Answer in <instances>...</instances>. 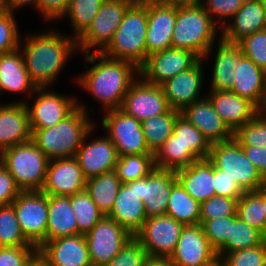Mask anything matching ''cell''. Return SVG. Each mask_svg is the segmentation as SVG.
<instances>
[{"mask_svg":"<svg viewBox=\"0 0 266 266\" xmlns=\"http://www.w3.org/2000/svg\"><path fill=\"white\" fill-rule=\"evenodd\" d=\"M0 162L21 191L43 188L49 159L32 140L5 149L0 153Z\"/></svg>","mask_w":266,"mask_h":266,"instance_id":"6","label":"cell"},{"mask_svg":"<svg viewBox=\"0 0 266 266\" xmlns=\"http://www.w3.org/2000/svg\"><path fill=\"white\" fill-rule=\"evenodd\" d=\"M259 113L266 118V93L264 96L263 103H262L261 107L259 108Z\"/></svg>","mask_w":266,"mask_h":266,"instance_id":"60","label":"cell"},{"mask_svg":"<svg viewBox=\"0 0 266 266\" xmlns=\"http://www.w3.org/2000/svg\"><path fill=\"white\" fill-rule=\"evenodd\" d=\"M71 0H39L37 10L44 20H57L64 16Z\"/></svg>","mask_w":266,"mask_h":266,"instance_id":"55","label":"cell"},{"mask_svg":"<svg viewBox=\"0 0 266 266\" xmlns=\"http://www.w3.org/2000/svg\"><path fill=\"white\" fill-rule=\"evenodd\" d=\"M221 28V24L211 18L202 4L177 7L172 47L190 50L206 60L212 54L216 35L219 34L217 30L221 31Z\"/></svg>","mask_w":266,"mask_h":266,"instance_id":"4","label":"cell"},{"mask_svg":"<svg viewBox=\"0 0 266 266\" xmlns=\"http://www.w3.org/2000/svg\"><path fill=\"white\" fill-rule=\"evenodd\" d=\"M39 0H7V10L14 13L15 9L25 7L26 5H35L37 8Z\"/></svg>","mask_w":266,"mask_h":266,"instance_id":"57","label":"cell"},{"mask_svg":"<svg viewBox=\"0 0 266 266\" xmlns=\"http://www.w3.org/2000/svg\"><path fill=\"white\" fill-rule=\"evenodd\" d=\"M37 96H36V94ZM32 107L25 102L31 129H45L58 124L69 116L77 107V97L55 93L51 89L36 88L33 93Z\"/></svg>","mask_w":266,"mask_h":266,"instance_id":"13","label":"cell"},{"mask_svg":"<svg viewBox=\"0 0 266 266\" xmlns=\"http://www.w3.org/2000/svg\"><path fill=\"white\" fill-rule=\"evenodd\" d=\"M238 44L244 55L266 72V30L250 34Z\"/></svg>","mask_w":266,"mask_h":266,"instance_id":"50","label":"cell"},{"mask_svg":"<svg viewBox=\"0 0 266 266\" xmlns=\"http://www.w3.org/2000/svg\"><path fill=\"white\" fill-rule=\"evenodd\" d=\"M0 6H1L4 10H7V0H0Z\"/></svg>","mask_w":266,"mask_h":266,"instance_id":"63","label":"cell"},{"mask_svg":"<svg viewBox=\"0 0 266 266\" xmlns=\"http://www.w3.org/2000/svg\"><path fill=\"white\" fill-rule=\"evenodd\" d=\"M70 197L79 234H87L104 216L84 190Z\"/></svg>","mask_w":266,"mask_h":266,"instance_id":"42","label":"cell"},{"mask_svg":"<svg viewBox=\"0 0 266 266\" xmlns=\"http://www.w3.org/2000/svg\"><path fill=\"white\" fill-rule=\"evenodd\" d=\"M146 266H176L170 257L149 256Z\"/></svg>","mask_w":266,"mask_h":266,"instance_id":"58","label":"cell"},{"mask_svg":"<svg viewBox=\"0 0 266 266\" xmlns=\"http://www.w3.org/2000/svg\"><path fill=\"white\" fill-rule=\"evenodd\" d=\"M200 206L177 181L171 189L166 215L184 226L200 224Z\"/></svg>","mask_w":266,"mask_h":266,"instance_id":"34","label":"cell"},{"mask_svg":"<svg viewBox=\"0 0 266 266\" xmlns=\"http://www.w3.org/2000/svg\"><path fill=\"white\" fill-rule=\"evenodd\" d=\"M263 8H264V25L266 30V0H263Z\"/></svg>","mask_w":266,"mask_h":266,"instance_id":"62","label":"cell"},{"mask_svg":"<svg viewBox=\"0 0 266 266\" xmlns=\"http://www.w3.org/2000/svg\"><path fill=\"white\" fill-rule=\"evenodd\" d=\"M155 1L163 4L174 5L177 7L201 5V0H155Z\"/></svg>","mask_w":266,"mask_h":266,"instance_id":"59","label":"cell"},{"mask_svg":"<svg viewBox=\"0 0 266 266\" xmlns=\"http://www.w3.org/2000/svg\"><path fill=\"white\" fill-rule=\"evenodd\" d=\"M44 32L28 34L24 37V48L21 42L19 46L25 68L36 88H49L56 82L69 56L78 51L74 37L55 30Z\"/></svg>","mask_w":266,"mask_h":266,"instance_id":"2","label":"cell"},{"mask_svg":"<svg viewBox=\"0 0 266 266\" xmlns=\"http://www.w3.org/2000/svg\"><path fill=\"white\" fill-rule=\"evenodd\" d=\"M133 2H143L145 0H132Z\"/></svg>","mask_w":266,"mask_h":266,"instance_id":"66","label":"cell"},{"mask_svg":"<svg viewBox=\"0 0 266 266\" xmlns=\"http://www.w3.org/2000/svg\"><path fill=\"white\" fill-rule=\"evenodd\" d=\"M101 124L116 147L118 157L153 154L147 147L141 122L120 109L105 112Z\"/></svg>","mask_w":266,"mask_h":266,"instance_id":"10","label":"cell"},{"mask_svg":"<svg viewBox=\"0 0 266 266\" xmlns=\"http://www.w3.org/2000/svg\"><path fill=\"white\" fill-rule=\"evenodd\" d=\"M181 115L200 130L211 145L234 137L207 97L186 106Z\"/></svg>","mask_w":266,"mask_h":266,"instance_id":"24","label":"cell"},{"mask_svg":"<svg viewBox=\"0 0 266 266\" xmlns=\"http://www.w3.org/2000/svg\"><path fill=\"white\" fill-rule=\"evenodd\" d=\"M234 72V85L230 91L248 99L259 109L266 93V72L245 55Z\"/></svg>","mask_w":266,"mask_h":266,"instance_id":"29","label":"cell"},{"mask_svg":"<svg viewBox=\"0 0 266 266\" xmlns=\"http://www.w3.org/2000/svg\"><path fill=\"white\" fill-rule=\"evenodd\" d=\"M84 59L94 65L76 79L79 86L90 92L105 112L120 109L130 85L139 77V69L131 62L109 58L103 53L90 52Z\"/></svg>","mask_w":266,"mask_h":266,"instance_id":"1","label":"cell"},{"mask_svg":"<svg viewBox=\"0 0 266 266\" xmlns=\"http://www.w3.org/2000/svg\"><path fill=\"white\" fill-rule=\"evenodd\" d=\"M173 135L187 148L198 160L209 158L211 144L204 137L202 132L194 127L181 114L177 117L174 127Z\"/></svg>","mask_w":266,"mask_h":266,"instance_id":"39","label":"cell"},{"mask_svg":"<svg viewBox=\"0 0 266 266\" xmlns=\"http://www.w3.org/2000/svg\"><path fill=\"white\" fill-rule=\"evenodd\" d=\"M122 183L114 171L87 179L85 191L98 209L108 215Z\"/></svg>","mask_w":266,"mask_h":266,"instance_id":"33","label":"cell"},{"mask_svg":"<svg viewBox=\"0 0 266 266\" xmlns=\"http://www.w3.org/2000/svg\"><path fill=\"white\" fill-rule=\"evenodd\" d=\"M32 140L29 115L21 100L0 106V153Z\"/></svg>","mask_w":266,"mask_h":266,"instance_id":"25","label":"cell"},{"mask_svg":"<svg viewBox=\"0 0 266 266\" xmlns=\"http://www.w3.org/2000/svg\"><path fill=\"white\" fill-rule=\"evenodd\" d=\"M234 20L223 21L219 35L229 43H239L245 37L265 29L263 0H244L242 7L234 14Z\"/></svg>","mask_w":266,"mask_h":266,"instance_id":"27","label":"cell"},{"mask_svg":"<svg viewBox=\"0 0 266 266\" xmlns=\"http://www.w3.org/2000/svg\"><path fill=\"white\" fill-rule=\"evenodd\" d=\"M93 128L85 136L75 155L86 179L112 172L118 160L116 147L108 136L86 142Z\"/></svg>","mask_w":266,"mask_h":266,"instance_id":"20","label":"cell"},{"mask_svg":"<svg viewBox=\"0 0 266 266\" xmlns=\"http://www.w3.org/2000/svg\"><path fill=\"white\" fill-rule=\"evenodd\" d=\"M37 257L44 266H92L83 234L46 241L37 249Z\"/></svg>","mask_w":266,"mask_h":266,"instance_id":"17","label":"cell"},{"mask_svg":"<svg viewBox=\"0 0 266 266\" xmlns=\"http://www.w3.org/2000/svg\"><path fill=\"white\" fill-rule=\"evenodd\" d=\"M265 211H266V189H265ZM266 215V213H265Z\"/></svg>","mask_w":266,"mask_h":266,"instance_id":"65","label":"cell"},{"mask_svg":"<svg viewBox=\"0 0 266 266\" xmlns=\"http://www.w3.org/2000/svg\"><path fill=\"white\" fill-rule=\"evenodd\" d=\"M170 109L163 89L138 77L130 85L120 107L125 114L140 122L166 113Z\"/></svg>","mask_w":266,"mask_h":266,"instance_id":"16","label":"cell"},{"mask_svg":"<svg viewBox=\"0 0 266 266\" xmlns=\"http://www.w3.org/2000/svg\"><path fill=\"white\" fill-rule=\"evenodd\" d=\"M11 204L22 233L38 249L46 242L48 195L42 191H21Z\"/></svg>","mask_w":266,"mask_h":266,"instance_id":"9","label":"cell"},{"mask_svg":"<svg viewBox=\"0 0 266 266\" xmlns=\"http://www.w3.org/2000/svg\"><path fill=\"white\" fill-rule=\"evenodd\" d=\"M234 138L241 146H266V118L258 113L252 120L241 125Z\"/></svg>","mask_w":266,"mask_h":266,"instance_id":"45","label":"cell"},{"mask_svg":"<svg viewBox=\"0 0 266 266\" xmlns=\"http://www.w3.org/2000/svg\"><path fill=\"white\" fill-rule=\"evenodd\" d=\"M200 58L186 49L167 48L147 56L145 63L139 68V76L153 85H161L178 73L193 67Z\"/></svg>","mask_w":266,"mask_h":266,"instance_id":"14","label":"cell"},{"mask_svg":"<svg viewBox=\"0 0 266 266\" xmlns=\"http://www.w3.org/2000/svg\"><path fill=\"white\" fill-rule=\"evenodd\" d=\"M146 0L133 2L125 12L113 40L102 52L113 59L133 63L138 69L146 61Z\"/></svg>","mask_w":266,"mask_h":266,"instance_id":"5","label":"cell"},{"mask_svg":"<svg viewBox=\"0 0 266 266\" xmlns=\"http://www.w3.org/2000/svg\"><path fill=\"white\" fill-rule=\"evenodd\" d=\"M214 68L212 69V91L231 90L234 85V69L240 63L244 52L239 44L229 43L222 38L217 43Z\"/></svg>","mask_w":266,"mask_h":266,"instance_id":"31","label":"cell"},{"mask_svg":"<svg viewBox=\"0 0 266 266\" xmlns=\"http://www.w3.org/2000/svg\"><path fill=\"white\" fill-rule=\"evenodd\" d=\"M20 192L13 176L0 162V206L11 204Z\"/></svg>","mask_w":266,"mask_h":266,"instance_id":"54","label":"cell"},{"mask_svg":"<svg viewBox=\"0 0 266 266\" xmlns=\"http://www.w3.org/2000/svg\"><path fill=\"white\" fill-rule=\"evenodd\" d=\"M29 266H44L42 261L37 257Z\"/></svg>","mask_w":266,"mask_h":266,"instance_id":"61","label":"cell"},{"mask_svg":"<svg viewBox=\"0 0 266 266\" xmlns=\"http://www.w3.org/2000/svg\"><path fill=\"white\" fill-rule=\"evenodd\" d=\"M208 159L244 192L266 189V180L246 157L242 146L234 137L212 144Z\"/></svg>","mask_w":266,"mask_h":266,"instance_id":"7","label":"cell"},{"mask_svg":"<svg viewBox=\"0 0 266 266\" xmlns=\"http://www.w3.org/2000/svg\"><path fill=\"white\" fill-rule=\"evenodd\" d=\"M79 234L70 197L48 195L46 241Z\"/></svg>","mask_w":266,"mask_h":266,"instance_id":"32","label":"cell"},{"mask_svg":"<svg viewBox=\"0 0 266 266\" xmlns=\"http://www.w3.org/2000/svg\"><path fill=\"white\" fill-rule=\"evenodd\" d=\"M5 10L0 6V15L4 12Z\"/></svg>","mask_w":266,"mask_h":266,"instance_id":"64","label":"cell"},{"mask_svg":"<svg viewBox=\"0 0 266 266\" xmlns=\"http://www.w3.org/2000/svg\"><path fill=\"white\" fill-rule=\"evenodd\" d=\"M219 266H266V240L255 247L224 254Z\"/></svg>","mask_w":266,"mask_h":266,"instance_id":"44","label":"cell"},{"mask_svg":"<svg viewBox=\"0 0 266 266\" xmlns=\"http://www.w3.org/2000/svg\"><path fill=\"white\" fill-rule=\"evenodd\" d=\"M214 188L215 195L226 196L229 198H240L244 191L231 178L214 167Z\"/></svg>","mask_w":266,"mask_h":266,"instance_id":"53","label":"cell"},{"mask_svg":"<svg viewBox=\"0 0 266 266\" xmlns=\"http://www.w3.org/2000/svg\"><path fill=\"white\" fill-rule=\"evenodd\" d=\"M105 0H71L63 17L68 15L77 40L91 25Z\"/></svg>","mask_w":266,"mask_h":266,"instance_id":"41","label":"cell"},{"mask_svg":"<svg viewBox=\"0 0 266 266\" xmlns=\"http://www.w3.org/2000/svg\"><path fill=\"white\" fill-rule=\"evenodd\" d=\"M209 93L206 97L233 133L259 113L252 102L235 92L211 90Z\"/></svg>","mask_w":266,"mask_h":266,"instance_id":"26","label":"cell"},{"mask_svg":"<svg viewBox=\"0 0 266 266\" xmlns=\"http://www.w3.org/2000/svg\"><path fill=\"white\" fill-rule=\"evenodd\" d=\"M108 217L134 236L147 219L143 200L137 193V180L122 183Z\"/></svg>","mask_w":266,"mask_h":266,"instance_id":"23","label":"cell"},{"mask_svg":"<svg viewBox=\"0 0 266 266\" xmlns=\"http://www.w3.org/2000/svg\"><path fill=\"white\" fill-rule=\"evenodd\" d=\"M170 259L176 266H219L217 252L201 224L183 227Z\"/></svg>","mask_w":266,"mask_h":266,"instance_id":"15","label":"cell"},{"mask_svg":"<svg viewBox=\"0 0 266 266\" xmlns=\"http://www.w3.org/2000/svg\"><path fill=\"white\" fill-rule=\"evenodd\" d=\"M265 189L244 192L237 203L238 217L266 236Z\"/></svg>","mask_w":266,"mask_h":266,"instance_id":"37","label":"cell"},{"mask_svg":"<svg viewBox=\"0 0 266 266\" xmlns=\"http://www.w3.org/2000/svg\"><path fill=\"white\" fill-rule=\"evenodd\" d=\"M132 0H105L88 29L76 40L77 49L88 54L102 53L113 40Z\"/></svg>","mask_w":266,"mask_h":266,"instance_id":"8","label":"cell"},{"mask_svg":"<svg viewBox=\"0 0 266 266\" xmlns=\"http://www.w3.org/2000/svg\"><path fill=\"white\" fill-rule=\"evenodd\" d=\"M246 157L256 166L266 180V146H242Z\"/></svg>","mask_w":266,"mask_h":266,"instance_id":"56","label":"cell"},{"mask_svg":"<svg viewBox=\"0 0 266 266\" xmlns=\"http://www.w3.org/2000/svg\"><path fill=\"white\" fill-rule=\"evenodd\" d=\"M147 33L146 58L172 47V34L176 24L177 6L146 0Z\"/></svg>","mask_w":266,"mask_h":266,"instance_id":"19","label":"cell"},{"mask_svg":"<svg viewBox=\"0 0 266 266\" xmlns=\"http://www.w3.org/2000/svg\"><path fill=\"white\" fill-rule=\"evenodd\" d=\"M175 171L155 168L147 177L137 179V193L143 200L147 218L165 215Z\"/></svg>","mask_w":266,"mask_h":266,"instance_id":"21","label":"cell"},{"mask_svg":"<svg viewBox=\"0 0 266 266\" xmlns=\"http://www.w3.org/2000/svg\"><path fill=\"white\" fill-rule=\"evenodd\" d=\"M155 168L154 154H135L118 157L114 172L127 183L147 177Z\"/></svg>","mask_w":266,"mask_h":266,"instance_id":"40","label":"cell"},{"mask_svg":"<svg viewBox=\"0 0 266 266\" xmlns=\"http://www.w3.org/2000/svg\"><path fill=\"white\" fill-rule=\"evenodd\" d=\"M243 2L244 0H205L202 5L209 15H212L211 18L217 23V17L220 20L223 18L231 19L242 7ZM214 16L216 18H214Z\"/></svg>","mask_w":266,"mask_h":266,"instance_id":"52","label":"cell"},{"mask_svg":"<svg viewBox=\"0 0 266 266\" xmlns=\"http://www.w3.org/2000/svg\"><path fill=\"white\" fill-rule=\"evenodd\" d=\"M36 86L30 80L20 49L0 55L1 93H25L32 95Z\"/></svg>","mask_w":266,"mask_h":266,"instance_id":"30","label":"cell"},{"mask_svg":"<svg viewBox=\"0 0 266 266\" xmlns=\"http://www.w3.org/2000/svg\"><path fill=\"white\" fill-rule=\"evenodd\" d=\"M180 114V111L170 108L166 113L141 122L147 147L153 154L171 136Z\"/></svg>","mask_w":266,"mask_h":266,"instance_id":"36","label":"cell"},{"mask_svg":"<svg viewBox=\"0 0 266 266\" xmlns=\"http://www.w3.org/2000/svg\"><path fill=\"white\" fill-rule=\"evenodd\" d=\"M0 247H35L22 233L12 204L0 206Z\"/></svg>","mask_w":266,"mask_h":266,"instance_id":"43","label":"cell"},{"mask_svg":"<svg viewBox=\"0 0 266 266\" xmlns=\"http://www.w3.org/2000/svg\"><path fill=\"white\" fill-rule=\"evenodd\" d=\"M175 174L185 191L200 204L215 195L214 164L208 158L197 160Z\"/></svg>","mask_w":266,"mask_h":266,"instance_id":"28","label":"cell"},{"mask_svg":"<svg viewBox=\"0 0 266 266\" xmlns=\"http://www.w3.org/2000/svg\"><path fill=\"white\" fill-rule=\"evenodd\" d=\"M265 236L256 228L242 221L238 215H234V223L231 224L230 236L227 241L216 251L220 259L224 254L245 248L260 245Z\"/></svg>","mask_w":266,"mask_h":266,"instance_id":"38","label":"cell"},{"mask_svg":"<svg viewBox=\"0 0 266 266\" xmlns=\"http://www.w3.org/2000/svg\"><path fill=\"white\" fill-rule=\"evenodd\" d=\"M203 62L204 60L200 59L190 69L178 73L160 85L171 109L181 112L186 106L206 97L199 93L204 78Z\"/></svg>","mask_w":266,"mask_h":266,"instance_id":"22","label":"cell"},{"mask_svg":"<svg viewBox=\"0 0 266 266\" xmlns=\"http://www.w3.org/2000/svg\"><path fill=\"white\" fill-rule=\"evenodd\" d=\"M148 259L147 251L133 236L105 266H146Z\"/></svg>","mask_w":266,"mask_h":266,"instance_id":"47","label":"cell"},{"mask_svg":"<svg viewBox=\"0 0 266 266\" xmlns=\"http://www.w3.org/2000/svg\"><path fill=\"white\" fill-rule=\"evenodd\" d=\"M239 198L214 195L201 203L200 220H212L225 216L237 215Z\"/></svg>","mask_w":266,"mask_h":266,"instance_id":"46","label":"cell"},{"mask_svg":"<svg viewBox=\"0 0 266 266\" xmlns=\"http://www.w3.org/2000/svg\"><path fill=\"white\" fill-rule=\"evenodd\" d=\"M85 106L78 107L58 124L45 129H31L32 141L49 160L73 157L87 133L95 127Z\"/></svg>","mask_w":266,"mask_h":266,"instance_id":"3","label":"cell"},{"mask_svg":"<svg viewBox=\"0 0 266 266\" xmlns=\"http://www.w3.org/2000/svg\"><path fill=\"white\" fill-rule=\"evenodd\" d=\"M87 179L75 156L49 160L41 191L50 196H72L85 190Z\"/></svg>","mask_w":266,"mask_h":266,"instance_id":"18","label":"cell"},{"mask_svg":"<svg viewBox=\"0 0 266 266\" xmlns=\"http://www.w3.org/2000/svg\"><path fill=\"white\" fill-rule=\"evenodd\" d=\"M184 225L168 215L147 218L134 235L149 256L170 257Z\"/></svg>","mask_w":266,"mask_h":266,"instance_id":"12","label":"cell"},{"mask_svg":"<svg viewBox=\"0 0 266 266\" xmlns=\"http://www.w3.org/2000/svg\"><path fill=\"white\" fill-rule=\"evenodd\" d=\"M36 258V247H0V266H29Z\"/></svg>","mask_w":266,"mask_h":266,"instance_id":"51","label":"cell"},{"mask_svg":"<svg viewBox=\"0 0 266 266\" xmlns=\"http://www.w3.org/2000/svg\"><path fill=\"white\" fill-rule=\"evenodd\" d=\"M233 223L234 215L212 220H200L209 243L216 251L227 241Z\"/></svg>","mask_w":266,"mask_h":266,"instance_id":"49","label":"cell"},{"mask_svg":"<svg viewBox=\"0 0 266 266\" xmlns=\"http://www.w3.org/2000/svg\"><path fill=\"white\" fill-rule=\"evenodd\" d=\"M197 160L187 148L182 146L173 134L154 153L156 168L163 170L177 171Z\"/></svg>","mask_w":266,"mask_h":266,"instance_id":"35","label":"cell"},{"mask_svg":"<svg viewBox=\"0 0 266 266\" xmlns=\"http://www.w3.org/2000/svg\"><path fill=\"white\" fill-rule=\"evenodd\" d=\"M15 14L5 10L0 15V55L17 50L20 46V34Z\"/></svg>","mask_w":266,"mask_h":266,"instance_id":"48","label":"cell"},{"mask_svg":"<svg viewBox=\"0 0 266 266\" xmlns=\"http://www.w3.org/2000/svg\"><path fill=\"white\" fill-rule=\"evenodd\" d=\"M133 236L114 219L104 215L103 218L87 233L92 266H105L119 253L122 247Z\"/></svg>","mask_w":266,"mask_h":266,"instance_id":"11","label":"cell"}]
</instances>
